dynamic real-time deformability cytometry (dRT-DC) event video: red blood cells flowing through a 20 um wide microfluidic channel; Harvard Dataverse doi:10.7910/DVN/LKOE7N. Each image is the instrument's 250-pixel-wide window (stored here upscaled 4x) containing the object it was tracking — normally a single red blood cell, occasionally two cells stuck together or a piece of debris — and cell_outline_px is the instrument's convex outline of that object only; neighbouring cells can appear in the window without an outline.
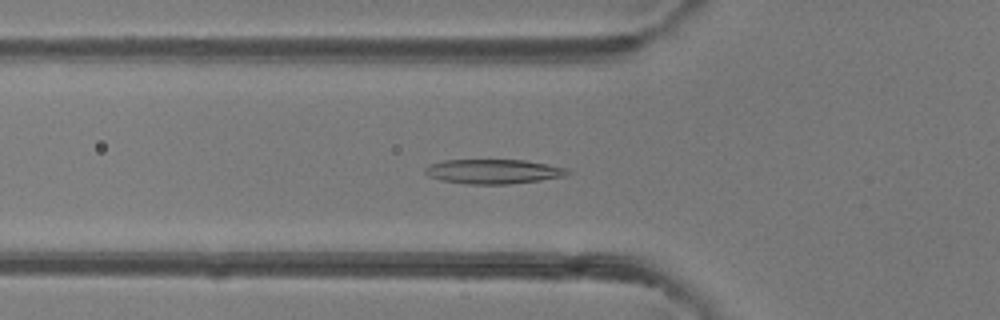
{"species": "common noctule bat (a hibernating species)", "species_latin": "Nyctalus noctula", "temperature_condition": "room temperature", "stored_images_in_passage": 50, "camera_frame_rate_fps": 3000, "um_per_image_px": 0.085, "animal": {"sex": "female"}, "frame": {"image": 1, "passage_image": 17, "time_ms": 5.333, "image_size_px": [1000, 320], "cell_outline_px": [[572, 172], [564, 176], [540, 180], [508, 184], [468, 184], [440, 180], [428, 176], [424, 172], [424, 168], [428, 164], [444, 160], [524, 160], [568, 168]], "centroid_in_image_um": [41.9, 14.57], "position_along_channel_um": 83.9, "area_um2": 20.4}}
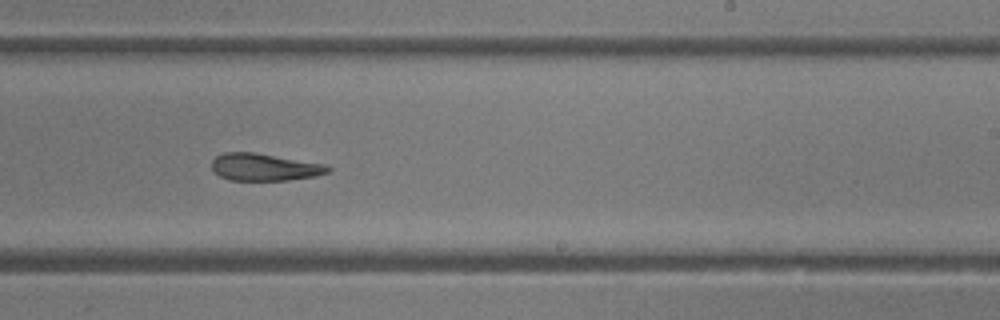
{"frame": {"image": 2, "passage_image": 30, "time_ms": 9.667, "image_size_px": [1000, 320], "cell_outline_px": [[332, 168], [328, 172], [316, 176], [288, 180], [232, 180], [220, 176], [212, 172], [212, 160], [216, 156], [224, 152], [252, 152], [324, 164]], "centroid_in_image_um": [22.44, 14.21], "position_along_channel_um": 266.6, "area_um2": 18.32}}
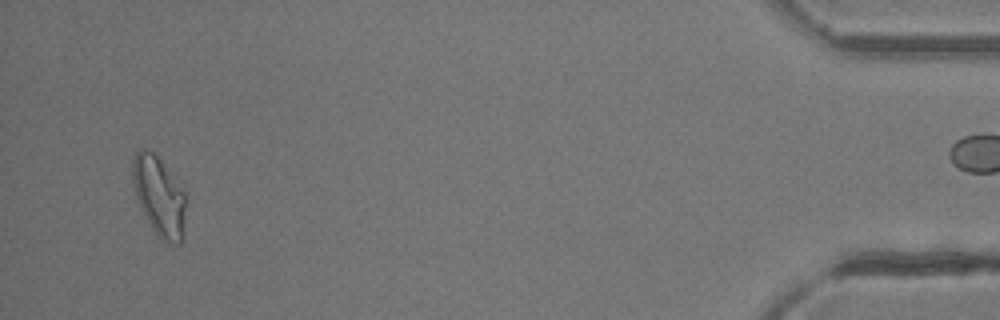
{"frame": {"image": 3, "passage_image": 47, "time_ms": 15.333, "image_size_px": [1000, 320], "cell_outline_px": [[188, 204], [184, 232], [180, 244], [176, 244], [160, 240], [152, 228], [136, 200], [132, 180], [132, 160], [136, 152], [140, 148], [144, 148], [152, 152], [160, 160], [188, 192]], "centroid_in_image_um": [13.58, 16.7], "position_along_channel_um": 421.6, "area_um2": 25.55}, "authors_computed_cell_mechanics": {"area_um2": 21.1837, "velocity_mm_per_s": 4.2003, "shape_relaxation_time_tau1_ms": null, "shape_relaxation_time_tau2_ms": 8.5565, "deformation_change_tau1": null, "deformation_change_tau2": 0.1959}}